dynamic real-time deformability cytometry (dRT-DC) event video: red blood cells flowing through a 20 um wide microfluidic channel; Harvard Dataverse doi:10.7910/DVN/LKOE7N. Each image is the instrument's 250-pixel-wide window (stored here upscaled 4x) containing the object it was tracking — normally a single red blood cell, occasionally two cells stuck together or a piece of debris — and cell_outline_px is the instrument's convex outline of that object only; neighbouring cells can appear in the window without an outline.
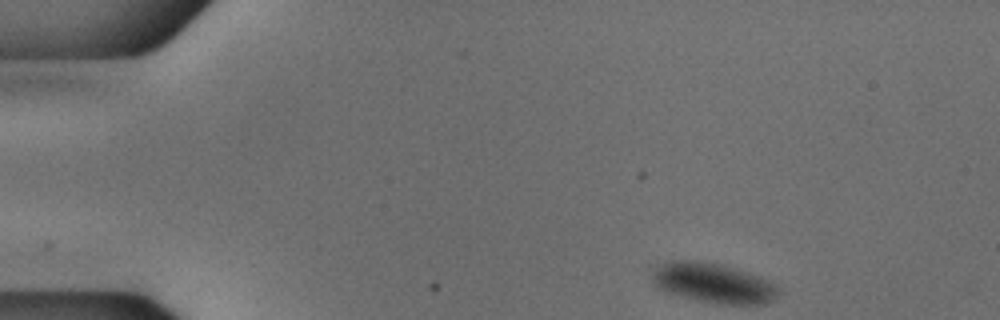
{"species": "common noctule bat (a hibernating species)", "species_latin": "Nyctalus noctula", "temperature_condition": "cold", "stored_images_in_passage": 48, "camera_frame_rate_fps": 3000, "um_per_image_px": 0.085, "animal": {"sex": "male", "body_mass_g": 18.8}, "frame": {"image": 1, "passage_image": 1, "time_ms": 0.0, "image_size_px": [1000, 320], "cell_outline_px": [[780, 292], [776, 296], [764, 304], [716, 304], [696, 300], [664, 292], [656, 288], [652, 280], [652, 276], [664, 264], [672, 260], [692, 260], [720, 264], [736, 268], [760, 276], [776, 284], [780, 288]], "centroid_in_image_um": [60.66, 24.07], "position_along_channel_um": 24.3, "area_um2": 29.3}}
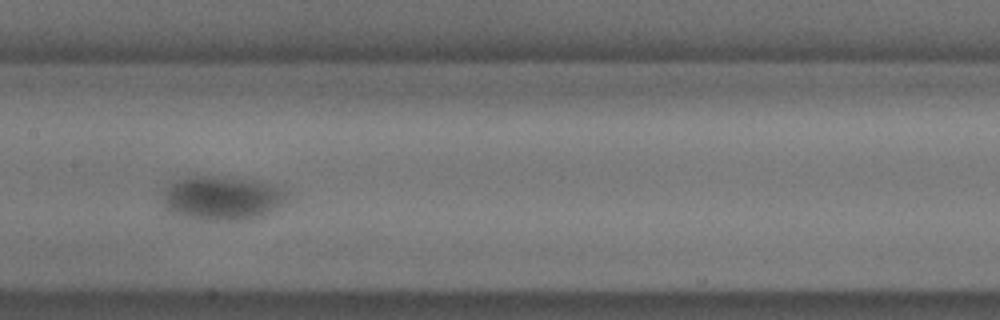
{"frame": {"image": 2, "passage_image": 21, "time_ms": 6.667, "image_size_px": [1000, 320], "cell_outline_px": [[288, 200], [264, 216], [248, 220], [204, 220], [176, 216], [164, 208], [160, 188], [176, 180], [188, 176], [216, 176], [256, 180], [280, 188], [288, 196]], "centroid_in_image_um": [18.78, 16.85], "position_along_channel_um": 188.6, "area_um2": 32.66}}
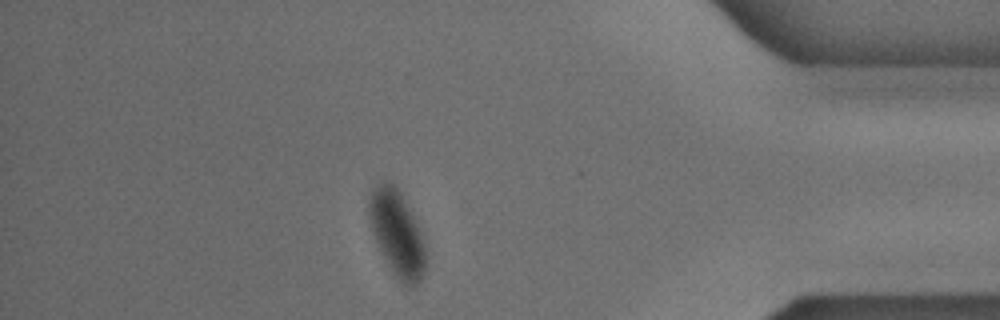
{"frame": {"image": 3, "passage_image": 41, "time_ms": 13.333, "image_size_px": [1000, 320], "cell_outline_px": [[424, 276], [416, 288], [408, 288], [392, 272], [372, 232], [368, 216], [368, 200], [376, 184], [384, 180], [392, 184], [400, 192], [424, 240]], "centroid_in_image_um": [33.73, 19.88], "position_along_channel_um": 401.5, "area_um2": 27.74}}